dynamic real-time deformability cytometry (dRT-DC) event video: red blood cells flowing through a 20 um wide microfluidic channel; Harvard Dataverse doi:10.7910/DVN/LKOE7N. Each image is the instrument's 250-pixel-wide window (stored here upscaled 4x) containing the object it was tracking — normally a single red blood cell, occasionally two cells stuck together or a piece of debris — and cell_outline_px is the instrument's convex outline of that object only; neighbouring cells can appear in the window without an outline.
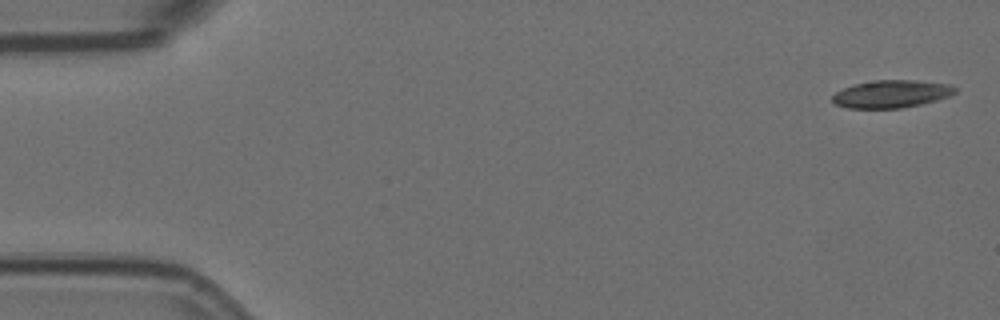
{"species": "Egyptian fruit bat (a non-hibernating species)", "species_latin": "Rousettus aegyptiacus", "temperature_condition": "room temperature", "stored_images_in_passage": 6, "segment_of_instrument_passage": [2, 2], "camera_frame_rate_fps": 3000, "um_per_image_px": 0.085, "animal": {"sex": "female"}, "frame": {"image": 1, "passage_image": 6, "time_ms": 1.667, "image_size_px": [1000, 320], "cell_outline_px": [[956, 92], [948, 96], [936, 100], [920, 104], [900, 108], [848, 108], [832, 104], [832, 96], [836, 92], [844, 88], [856, 84], [876, 80], [916, 80], [948, 84], [956, 88]], "centroid_in_image_um": [75.74, 7.99], "position_along_channel_um": 9.3, "area_um2": 19.59}}